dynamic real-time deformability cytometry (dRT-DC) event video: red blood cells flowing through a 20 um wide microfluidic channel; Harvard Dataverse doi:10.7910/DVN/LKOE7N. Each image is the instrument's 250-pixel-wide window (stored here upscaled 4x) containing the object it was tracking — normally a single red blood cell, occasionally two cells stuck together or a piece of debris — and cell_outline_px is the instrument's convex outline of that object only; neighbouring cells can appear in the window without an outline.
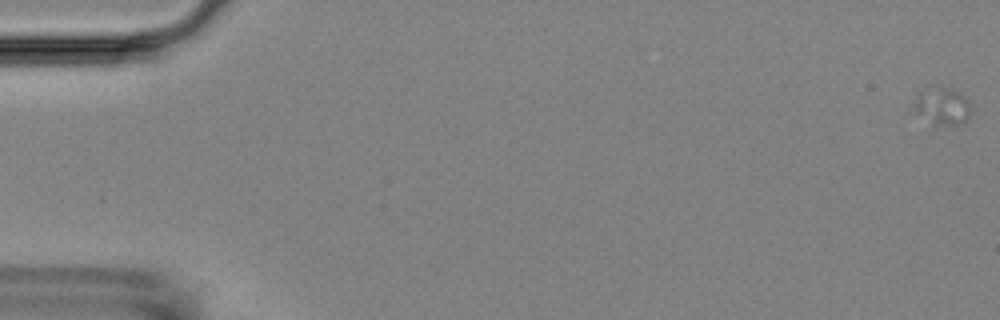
{"species": "Egyptian fruit bat (a non-hibernating species)", "species_latin": "Rousettus aegyptiacus", "temperature_condition": "room temperature", "stored_images_in_passage": 25, "camera_frame_rate_fps": 3000, "um_per_image_px": 0.085, "animal": {"sex": "female"}, "frame": {"image": 1, "passage_image": 1, "time_ms": 0.0, "image_size_px": [1000, 320], "cell_outline_px": [[968, 120], [964, 124], [932, 124], [916, 112], [916, 100], [920, 92], [944, 88], [952, 88], [960, 92], [968, 100]], "centroid_in_image_um": [80.15, 9.06], "position_along_channel_um": 4.8, "area_um2": 11.62}}
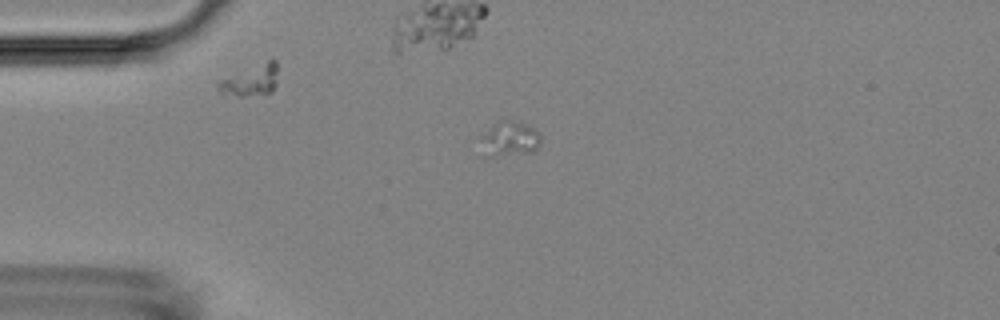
{"frame": {"image": 2, "passage_image": 15, "time_ms": 4.667, "image_size_px": [1000, 320], "cell_outline_px": [[540, 144], [532, 152], [492, 156], [488, 156], [480, 136], [500, 120], [512, 120], [524, 124], [532, 128], [540, 136]], "centroid_in_image_um": [43.34, 11.79], "position_along_channel_um": 41.7, "area_um2": 11.62}}